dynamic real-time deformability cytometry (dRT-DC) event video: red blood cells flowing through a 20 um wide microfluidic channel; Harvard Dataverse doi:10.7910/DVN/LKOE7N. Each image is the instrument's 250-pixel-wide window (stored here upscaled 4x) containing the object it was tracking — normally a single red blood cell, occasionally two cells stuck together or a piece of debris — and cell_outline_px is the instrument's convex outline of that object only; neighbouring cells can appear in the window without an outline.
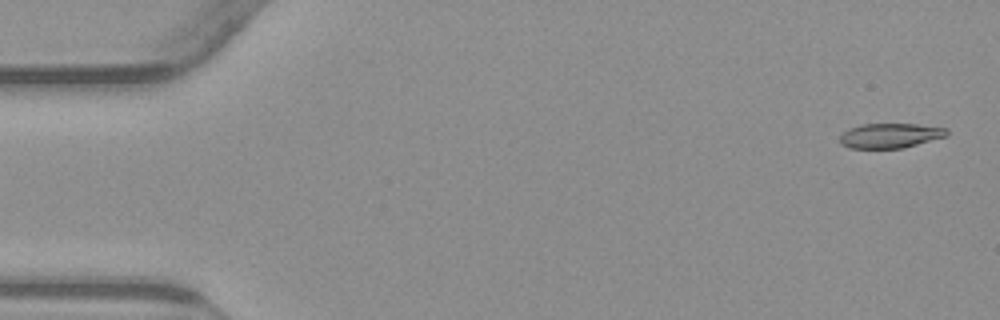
{"species": "common noctule bat (a hibernating species)", "species_latin": "Nyctalus noctula", "temperature_condition": "warm", "stored_images_in_passage": 54, "camera_frame_rate_fps": 3000, "um_per_image_px": 0.085, "animal": {"sex": "male", "body_mass_g": 23.1, "forearm_length_mm": 52.7}, "frame": {"image": 1, "passage_image": 2, "time_ms": 0.333, "image_size_px": [1000, 320], "cell_outline_px": [[948, 136], [900, 148], [848, 148], [840, 144], [840, 136], [848, 128], [860, 124], [916, 124], [948, 128]], "centroid_in_image_um": [75.65, 11.52], "position_along_channel_um": 9.4, "area_um2": 15.43}}
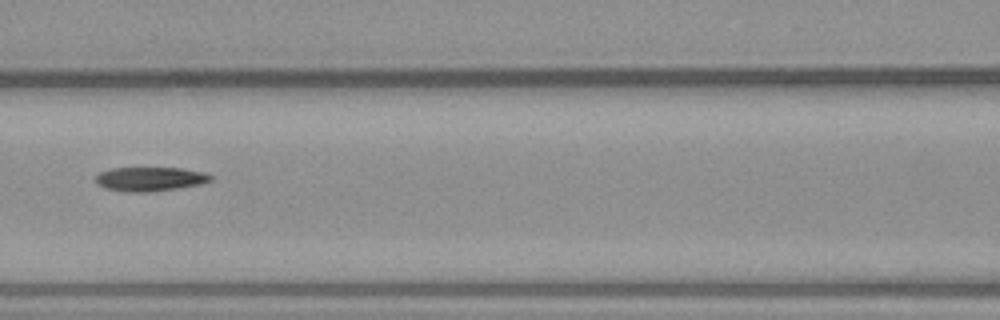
{"frame": {"image": 2, "passage_image": 24, "time_ms": 7.667, "image_size_px": [1000, 320], "cell_outline_px": [[212, 180], [204, 184], [152, 192], [128, 192], [104, 188], [96, 184], [96, 176], [100, 172], [112, 168], [180, 168], [204, 172], [212, 176]], "centroid_in_image_um": [12.77, 15.22], "position_along_channel_um": 153.8, "area_um2": 16.3}}
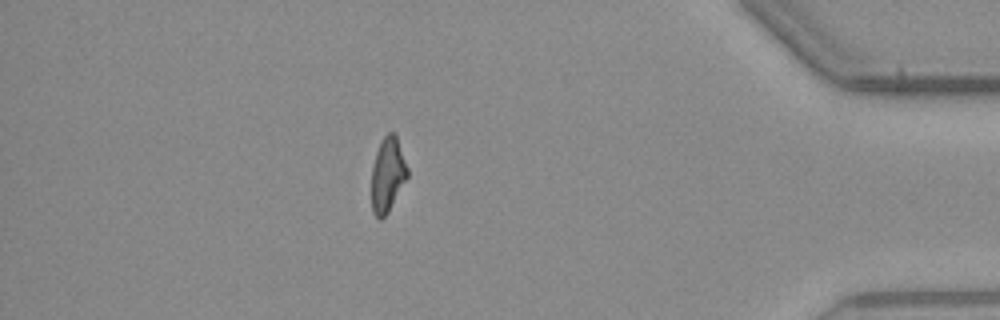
{"frame": {"image": 3, "passage_image": 47, "time_ms": 15.333, "image_size_px": [1000, 320], "cell_outline_px": [[408, 176], [388, 212], [380, 220], [372, 212], [372, 168], [376, 152], [384, 136], [388, 132], [392, 132], [396, 136], [408, 168]], "centroid_in_image_um": [32.94, 14.86], "position_along_channel_um": 402.3, "area_um2": 15.32}, "authors_computed_cell_mechanics": {"area_um2": 16.3574, "velocity_mm_per_s": 3.8494, "shape_relaxation_time_tau1_ms": null, "shape_relaxation_time_tau2_ms": 3.4872, "deformation_change_tau1": null, "deformation_change_tau2": 0.1283}}